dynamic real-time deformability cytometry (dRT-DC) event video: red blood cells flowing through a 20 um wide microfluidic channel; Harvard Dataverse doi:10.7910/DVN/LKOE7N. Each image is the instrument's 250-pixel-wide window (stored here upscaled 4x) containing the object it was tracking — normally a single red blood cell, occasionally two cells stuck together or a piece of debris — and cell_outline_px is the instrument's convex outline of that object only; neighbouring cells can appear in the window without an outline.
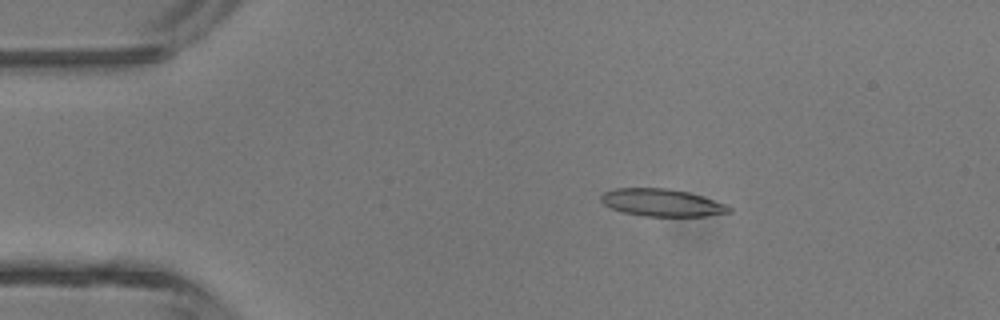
{"species": "common noctule bat (a hibernating species)", "species_latin": "Nyctalus noctula", "temperature_condition": "room temperature", "stored_images_in_passage": 4, "camera_frame_rate_fps": 3000, "um_per_image_px": 0.085, "animal": {"sex": "male", "body_mass_g": 13.3}, "frame": {"image": 1, "passage_image": 2, "time_ms": 1.0, "image_size_px": [1000, 320], "cell_outline_px": [[732, 212], [704, 216], [644, 216], [624, 212], [612, 208], [604, 204], [600, 200], [600, 196], [604, 192], [616, 188], [664, 188], [688, 192], [724, 204], [732, 208]], "centroid_in_image_um": [56.23, 17.23], "position_along_channel_um": 28.8, "area_um2": 20.17}}
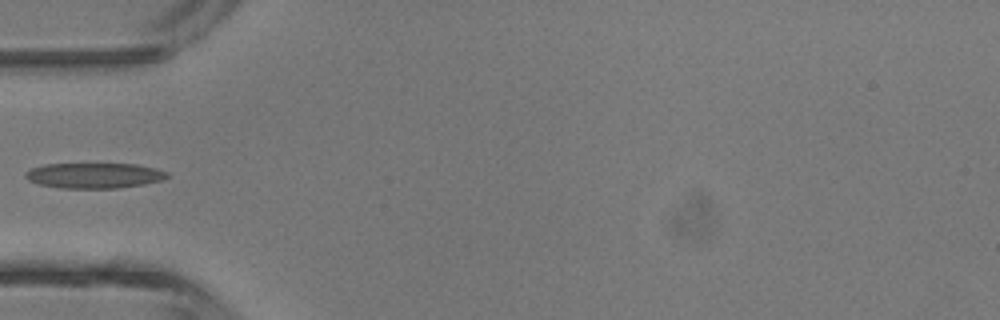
{"frame": {"image": 2, "passage_image": 4, "time_ms": 3.333, "image_size_px": [1000, 320], "cell_outline_px": [[168, 176], [164, 180], [144, 184], [116, 188], [60, 188], [40, 184], [28, 180], [24, 176], [32, 168], [44, 164], [136, 164], [156, 168], [168, 172]], "centroid_in_image_um": [8.05, 14.92], "position_along_channel_um": 77.0, "area_um2": 20.87}}